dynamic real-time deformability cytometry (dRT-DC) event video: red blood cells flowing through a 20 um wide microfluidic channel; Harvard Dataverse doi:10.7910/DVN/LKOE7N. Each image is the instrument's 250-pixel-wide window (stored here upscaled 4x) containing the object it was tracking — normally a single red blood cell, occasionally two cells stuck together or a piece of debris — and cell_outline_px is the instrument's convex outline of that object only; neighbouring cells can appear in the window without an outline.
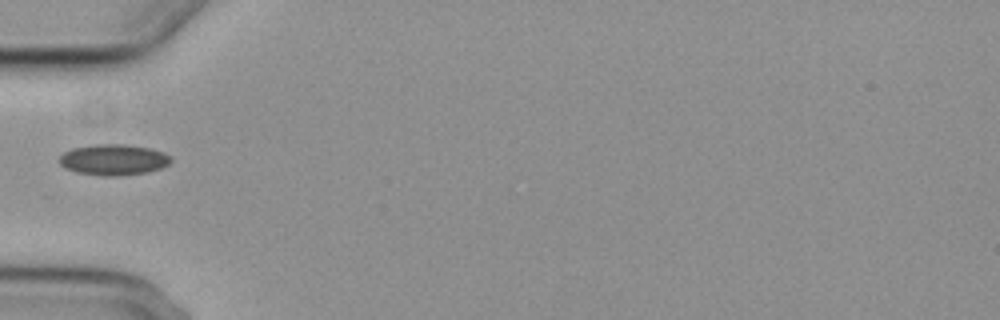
{"species": "common noctule bat (a hibernating species)", "species_latin": "Nyctalus noctula", "temperature_condition": "cold", "stored_images_in_passage": 4, "camera_frame_rate_fps": 3000, "um_per_image_px": 0.085, "animal": {"sex": "female", "body_mass_g": 29.2, "forearm_length_mm": 56.3}, "frame": {"image": 1, "passage_image": 2, "time_ms": 3.0, "image_size_px": [1000, 320], "cell_outline_px": [[172, 160], [168, 164], [160, 168], [148, 172], [116, 176], [104, 176], [76, 172], [64, 168], [60, 164], [60, 156], [64, 152], [72, 148], [96, 144], [124, 144], [152, 148], [164, 152]], "centroid_in_image_um": [9.64, 13.57], "position_along_channel_um": 75.4, "area_um2": 20.11}}